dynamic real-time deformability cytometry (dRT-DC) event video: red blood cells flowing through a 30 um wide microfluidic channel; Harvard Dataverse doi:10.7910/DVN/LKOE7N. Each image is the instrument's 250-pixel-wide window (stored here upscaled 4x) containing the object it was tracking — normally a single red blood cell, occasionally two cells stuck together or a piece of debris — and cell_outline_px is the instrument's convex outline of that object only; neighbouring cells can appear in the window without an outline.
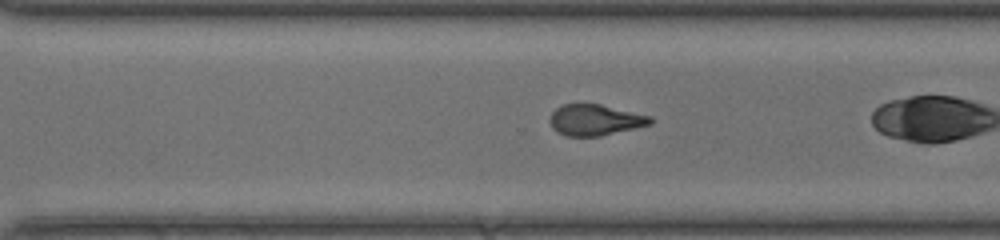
{"species": "common noctule bat (a hibernating species)", "species_latin": "Nyctalus noctula", "temperature_condition": "room temperature", "stored_images_in_passage": 37, "camera_frame_rate_fps": 3000, "um_per_image_px": 0.085, "animal": {"sex": "female", "body_mass_g": 20.0, "forearm_length_mm": 54.0}, "frame": {"image": 1, "passage_image": 33, "time_ms": 10.667, "image_size_px": [1000, 240], "cell_outline_px": [[652, 124], [600, 136], [564, 136], [556, 132], [552, 128], [548, 120], [552, 112], [560, 104], [600, 104], [652, 116]], "centroid_in_image_um": [50.54, 10.2], "position_along_channel_um": 320.1, "area_um2": 18.32}}